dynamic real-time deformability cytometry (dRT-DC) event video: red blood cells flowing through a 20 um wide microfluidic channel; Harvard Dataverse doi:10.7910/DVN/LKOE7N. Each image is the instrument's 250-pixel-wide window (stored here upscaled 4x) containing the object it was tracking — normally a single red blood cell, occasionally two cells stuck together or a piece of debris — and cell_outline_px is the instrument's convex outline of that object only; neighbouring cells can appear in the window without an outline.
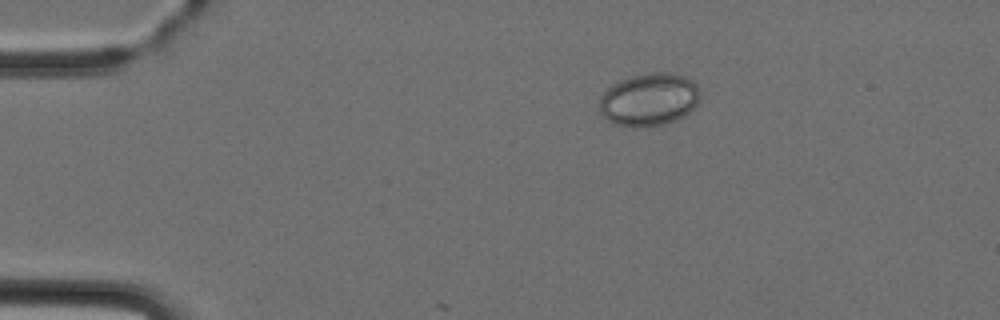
{"species": "Egyptian fruit bat (a non-hibernating species)", "species_latin": "Rousettus aegyptiacus", "temperature_condition": "cold", "stored_images_in_passage": 4, "camera_frame_rate_fps": 3000, "um_per_image_px": 0.085, "animal": {"sex": "female"}, "frame": {"image": 1, "passage_image": 2, "time_ms": 1.333, "image_size_px": [1000, 320], "cell_outline_px": [[700, 100], [684, 116], [676, 120], [664, 124], [636, 128], [616, 124], [608, 120], [600, 112], [600, 96], [612, 84], [620, 80], [632, 76], [648, 72], [668, 72], [684, 76], [692, 80], [700, 88]], "centroid_in_image_um": [55.19, 8.45], "position_along_channel_um": 29.8, "area_um2": 31.15}}